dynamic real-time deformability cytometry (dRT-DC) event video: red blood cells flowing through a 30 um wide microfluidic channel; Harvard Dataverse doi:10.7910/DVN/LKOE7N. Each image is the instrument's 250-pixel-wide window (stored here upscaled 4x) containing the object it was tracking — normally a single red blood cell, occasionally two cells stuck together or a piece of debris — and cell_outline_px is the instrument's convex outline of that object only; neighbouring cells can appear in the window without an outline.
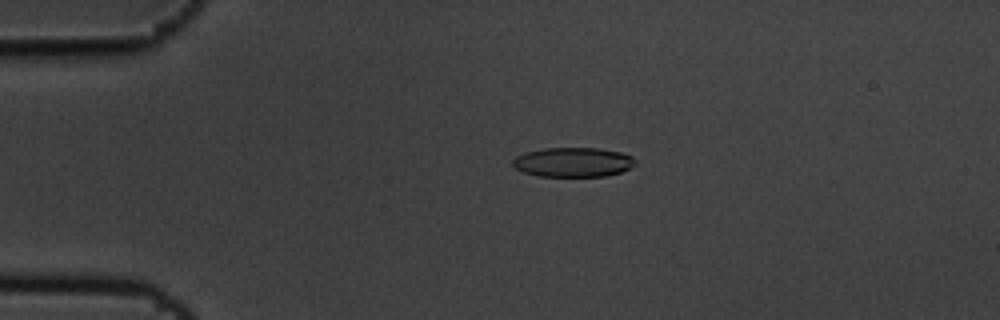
{"species": "common noctule bat (a hibernating species)", "species_latin": "Nyctalus noctula", "temperature_condition": "cold", "stored_images_in_passage": 5, "camera_frame_rate_fps": 3000, "um_per_image_px": 0.085, "animal": {"sex": "male", "body_mass_g": 19.5, "forearm_length_mm": 54.6}, "frame": {"image": 1, "passage_image": 4, "time_ms": 1.0, "image_size_px": [1000, 320], "cell_outline_px": [[636, 164], [632, 168], [620, 172], [604, 176], [536, 176], [524, 172], [516, 168], [512, 164], [512, 160], [516, 156], [524, 152], [544, 148], [600, 148], [620, 152], [632, 156], [636, 160]], "centroid_in_image_um": [48.72, 13.78], "position_along_channel_um": 36.3, "area_um2": 21.21}}